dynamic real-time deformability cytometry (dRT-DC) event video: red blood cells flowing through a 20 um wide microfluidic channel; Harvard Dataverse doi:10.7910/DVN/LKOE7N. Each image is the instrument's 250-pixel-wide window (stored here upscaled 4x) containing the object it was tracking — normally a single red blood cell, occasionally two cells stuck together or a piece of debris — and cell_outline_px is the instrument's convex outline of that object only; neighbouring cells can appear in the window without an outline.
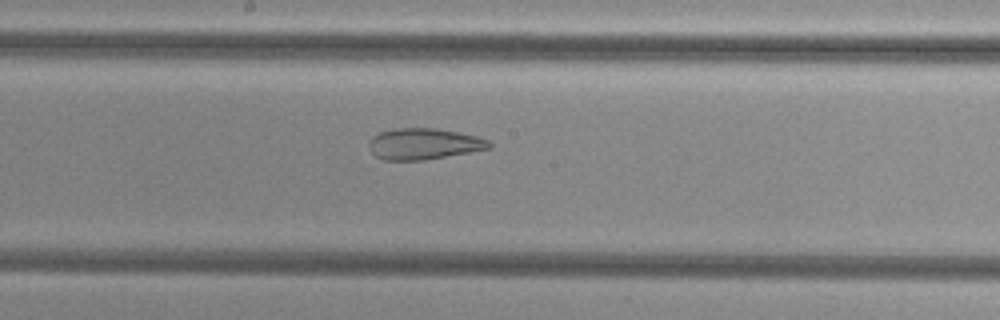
{"species": "common noctule bat (a hibernating species)", "species_latin": "Nyctalus noctula", "temperature_condition": "cold", "stored_images_in_passage": 27, "camera_frame_rate_fps": 3000, "um_per_image_px": 0.085, "animal": {"sex": "female", "body_mass_g": 29.2, "forearm_length_mm": 56.3}, "frame": {"image": 1, "passage_image": 16, "time_ms": 5.0, "image_size_px": [1000, 320], "cell_outline_px": [[492, 148], [424, 160], [384, 160], [376, 156], [372, 152], [368, 144], [368, 140], [372, 136], [380, 132], [396, 128], [436, 128], [476, 136], [488, 140], [492, 144]], "centroid_in_image_um": [36.0, 12.23], "position_along_channel_um": 212.2, "area_um2": 21.79}}
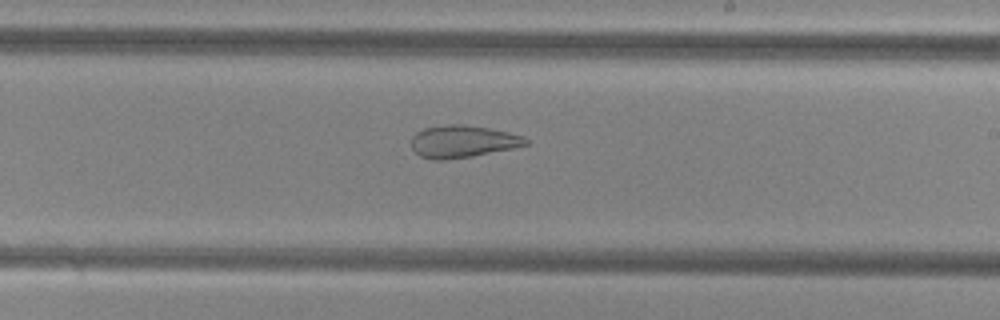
{"frame": {"image": 2, "passage_image": 19, "time_ms": 6.0, "image_size_px": [1000, 320], "cell_outline_px": [[528, 144], [512, 148], [472, 156], [444, 160], [432, 160], [420, 156], [412, 148], [412, 136], [416, 132], [424, 128], [448, 124], [464, 124], [488, 128], [508, 132], [524, 136], [528, 140]], "centroid_in_image_um": [39.31, 12.02], "position_along_channel_um": 249.7, "area_um2": 21.44}}
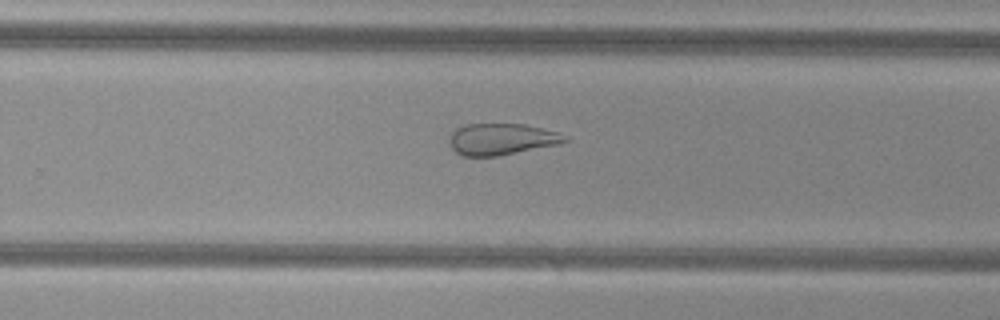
{"frame": {"image": 3, "passage_image": 22, "time_ms": 7.0, "image_size_px": [1000, 320], "cell_outline_px": [[568, 140], [560, 144], [496, 156], [464, 156], [456, 152], [448, 144], [448, 136], [456, 128], [464, 124], [524, 124], [556, 132], [568, 136]], "centroid_in_image_um": [42.59, 11.82], "position_along_channel_um": 287.2, "area_um2": 21.21}}